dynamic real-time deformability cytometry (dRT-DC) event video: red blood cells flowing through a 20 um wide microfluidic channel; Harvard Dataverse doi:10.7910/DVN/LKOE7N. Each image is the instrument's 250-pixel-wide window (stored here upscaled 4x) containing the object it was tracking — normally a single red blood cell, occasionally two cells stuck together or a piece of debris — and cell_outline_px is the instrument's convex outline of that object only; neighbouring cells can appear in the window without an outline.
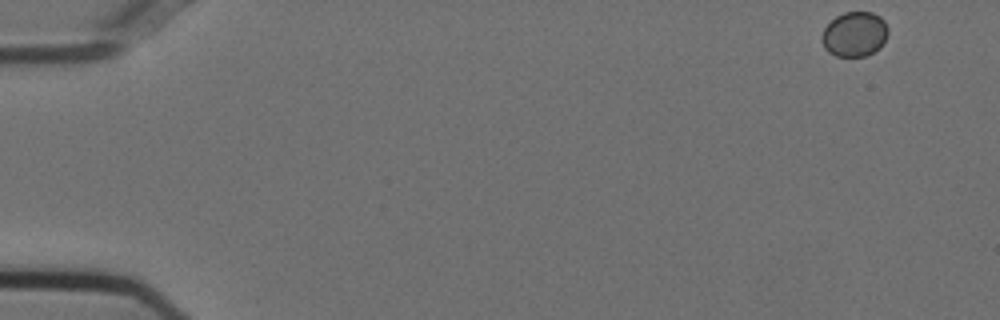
{"species": "Egyptian fruit bat (a non-hibernating species)", "species_latin": "Rousettus aegyptiacus", "temperature_condition": "cold", "stored_images_in_passage": 53, "camera_frame_rate_fps": 3000, "um_per_image_px": 0.085, "animal": {"sex": "female"}, "frame": {"image": 1, "passage_image": 1, "time_ms": 0.0, "image_size_px": [1000, 320], "cell_outline_px": [[888, 32], [880, 48], [864, 56], [836, 56], [828, 52], [824, 48], [820, 36], [824, 28], [836, 16], [844, 12], [872, 12], [880, 16], [884, 20], [888, 28]], "centroid_in_image_um": [72.62, 2.9], "position_along_channel_um": 12.4, "area_um2": 17.34}}
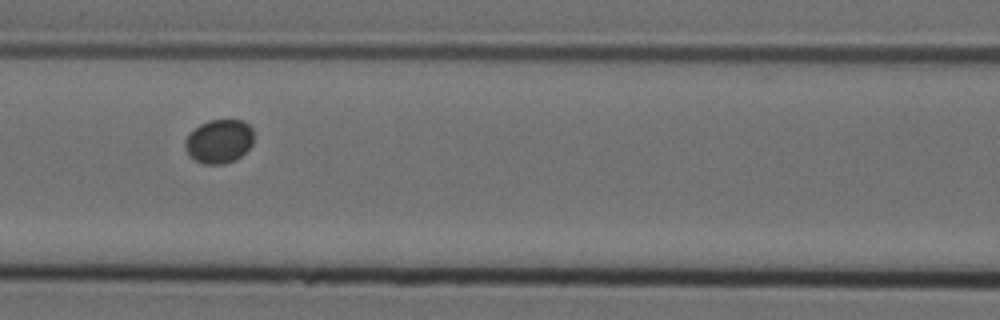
{"frame": {"image": 2, "passage_image": 23, "time_ms": 7.333, "image_size_px": [1000, 320], "cell_outline_px": [[252, 144], [236, 160], [224, 164], [204, 164], [192, 160], [188, 156], [184, 148], [184, 140], [200, 124], [208, 120], [244, 120], [252, 128]], "centroid_in_image_um": [18.59, 12.03], "position_along_channel_um": 148.0, "area_um2": 17.63}}
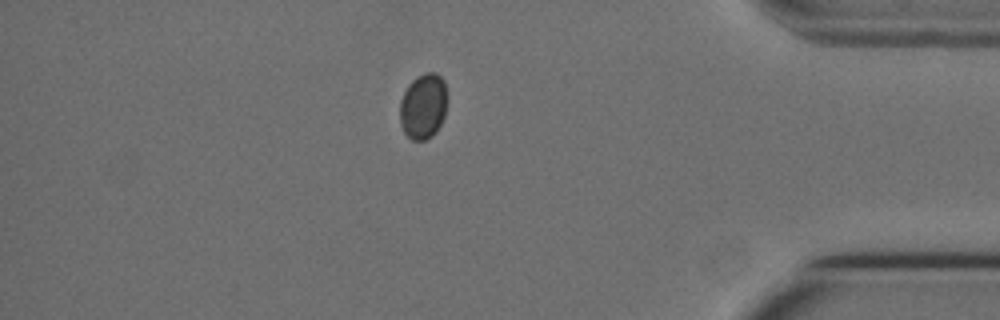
{"frame": {"image": 3, "passage_image": 46, "time_ms": 15.0, "image_size_px": [1000, 320], "cell_outline_px": [[448, 96], [444, 116], [436, 132], [432, 136], [424, 140], [412, 140], [404, 132], [400, 124], [400, 100], [408, 84], [416, 76], [424, 72], [436, 72], [444, 80]], "centroid_in_image_um": [35.98, 9.0], "position_along_channel_um": 399.2, "area_um2": 18.38}}